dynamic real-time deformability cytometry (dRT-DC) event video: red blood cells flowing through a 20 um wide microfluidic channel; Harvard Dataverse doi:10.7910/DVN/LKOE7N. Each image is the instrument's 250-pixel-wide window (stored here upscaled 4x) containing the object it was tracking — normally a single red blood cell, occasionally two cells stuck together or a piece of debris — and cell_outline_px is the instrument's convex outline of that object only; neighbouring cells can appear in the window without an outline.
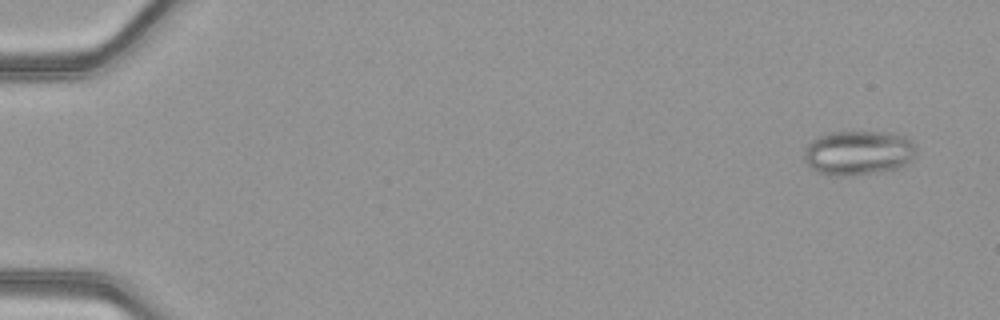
{"species": "common noctule bat (a hibernating species)", "species_latin": "Nyctalus noctula", "temperature_condition": "warm", "stored_images_in_passage": 51, "camera_frame_rate_fps": 3000, "um_per_image_px": 0.085, "animal": {"sex": "female", "body_mass_g": 21.9}, "frame": {"image": 1, "passage_image": 3, "time_ms": 0.667, "image_size_px": [1000, 320], "cell_outline_px": [[916, 156], [908, 164], [896, 168], [852, 176], [848, 176], [816, 172], [804, 160], [804, 148], [816, 136], [828, 132], [892, 132], [904, 136], [912, 140], [916, 148]], "centroid_in_image_um": [72.97, 12.97], "position_along_channel_um": 12.0, "area_um2": 29.3}}
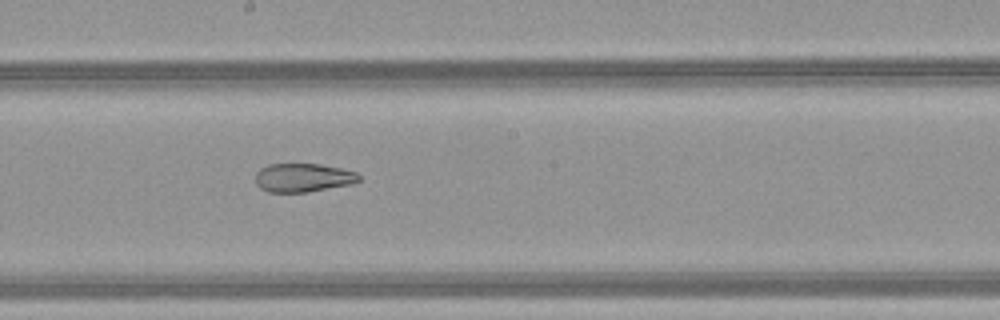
{"frame": {"image": 2, "passage_image": 29, "time_ms": 9.333, "image_size_px": [1000, 320], "cell_outline_px": [[360, 180], [352, 184], [308, 192], [268, 192], [260, 188], [256, 184], [256, 172], [260, 168], [268, 164], [320, 164], [340, 168], [356, 172], [360, 176]], "centroid_in_image_um": [25.75, 15.1], "position_along_channel_um": 222.4, "area_um2": 17.34}}
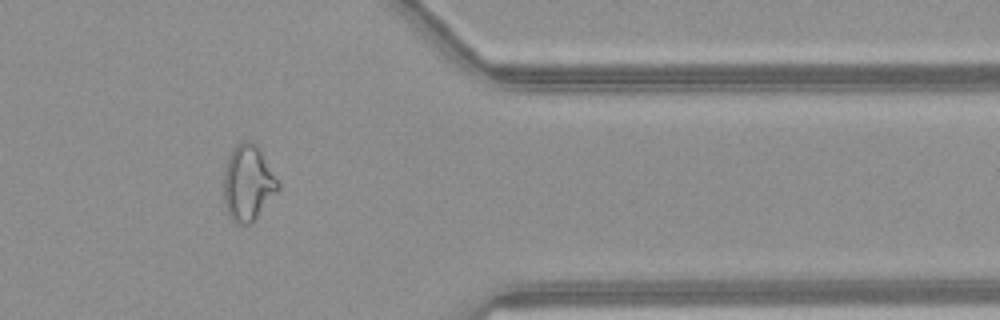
{"frame": {"image": 3, "passage_image": 42, "time_ms": 13.667, "image_size_px": [1000, 320], "cell_outline_px": [[280, 188], [252, 224], [236, 224], [228, 216], [224, 204], [224, 168], [228, 156], [236, 144], [240, 140], [252, 140], [256, 144], [280, 184]], "centroid_in_image_um": [21.06, 15.56], "position_along_channel_um": 390.3, "area_um2": 24.22}, "authors_computed_cell_mechanics": {"area_um2": 25.721, "velocity_mm_per_s": 4.2046, "shape_relaxation_time_tau1_ms": null, "shape_relaxation_time_tau2_ms": 2.4138, "deformation_change_tau1": null, "deformation_change_tau2": 0.1062}}